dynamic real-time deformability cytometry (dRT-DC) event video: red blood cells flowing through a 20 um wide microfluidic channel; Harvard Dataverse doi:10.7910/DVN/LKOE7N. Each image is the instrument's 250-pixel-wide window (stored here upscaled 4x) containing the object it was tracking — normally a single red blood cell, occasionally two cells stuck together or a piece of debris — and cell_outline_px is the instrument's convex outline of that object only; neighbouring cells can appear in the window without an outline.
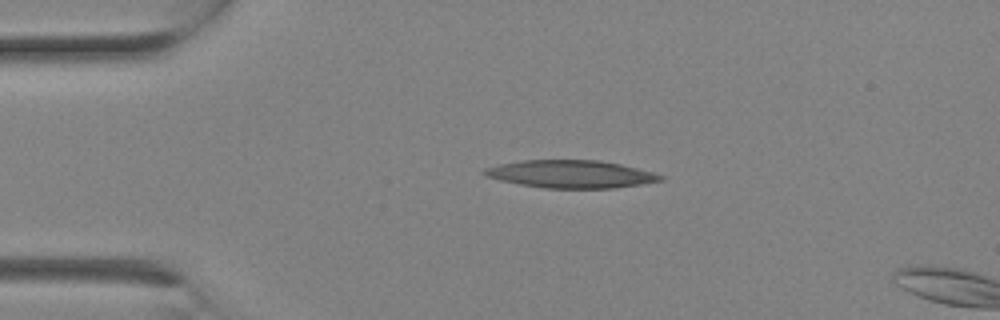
{"species": "Egyptian fruit bat (a non-hibernating species)", "species_latin": "Rousettus aegyptiacus", "temperature_condition": "room temperature", "stored_images_in_passage": 2, "segment_of_instrument_passage": [1, 2], "camera_frame_rate_fps": 3000, "um_per_image_px": 0.085, "animal": {"sex": "female"}, "frame": {"image": 1, "passage_image": 1, "time_ms": 0.0, "image_size_px": [1000, 320], "cell_outline_px": [[664, 180], [644, 184], [616, 188], [544, 188], [520, 184], [500, 180], [488, 176], [480, 172], [484, 168], [500, 164], [520, 160], [600, 160], [620, 164], [652, 172], [664, 176]], "centroid_in_image_um": [48.54, 14.8], "position_along_channel_um": 36.5, "area_um2": 28.44}}